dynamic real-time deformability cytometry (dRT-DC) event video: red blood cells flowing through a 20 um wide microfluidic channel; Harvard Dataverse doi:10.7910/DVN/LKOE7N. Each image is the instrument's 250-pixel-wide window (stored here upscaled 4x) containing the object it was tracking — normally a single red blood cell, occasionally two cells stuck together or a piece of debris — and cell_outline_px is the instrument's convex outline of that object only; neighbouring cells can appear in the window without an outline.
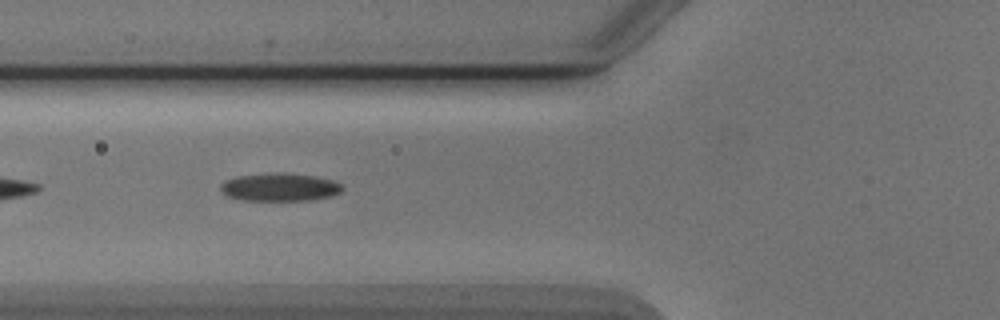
{"species": "Egyptian fruit bat (a non-hibernating species)", "species_latin": "Rousettus aegyptiacus", "temperature_condition": "cold", "stored_images_in_passage": 6, "camera_frame_rate_fps": 3000, "um_per_image_px": 0.085, "animal": {"sex": "male"}, "frame": {"image": 1, "passage_image": 6, "time_ms": 6.0, "image_size_px": [1000, 320], "cell_outline_px": [[344, 188], [340, 192], [332, 196], [308, 200], [240, 200], [224, 196], [220, 192], [220, 184], [224, 180], [240, 176], [276, 172], [284, 172], [312, 176], [332, 180], [340, 184]], "centroid_in_image_um": [23.72, 15.91], "position_along_channel_um": 102.1, "area_um2": 19.94}}